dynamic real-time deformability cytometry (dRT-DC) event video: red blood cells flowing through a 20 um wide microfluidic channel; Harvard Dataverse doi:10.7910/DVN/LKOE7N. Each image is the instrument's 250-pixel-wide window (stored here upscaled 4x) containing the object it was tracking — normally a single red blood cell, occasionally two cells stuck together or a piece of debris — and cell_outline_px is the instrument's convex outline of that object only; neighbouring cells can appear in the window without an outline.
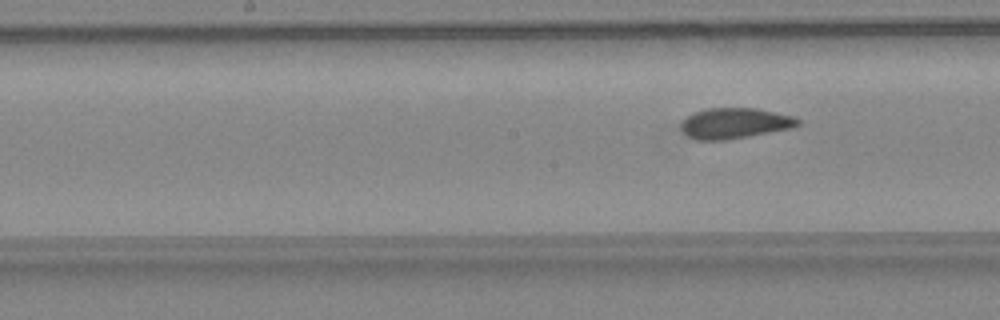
{"species": "common noctule bat (a hibernating species)", "species_latin": "Nyctalus noctula", "temperature_condition": "warm", "stored_images_in_passage": 7, "camera_frame_rate_fps": 3000, "um_per_image_px": 0.085, "animal": {"sex": "female", "body_mass_g": 24.6, "forearm_length_mm": 56.2}, "frame": {"image": 1, "passage_image": 7, "time_ms": 7.0, "image_size_px": [1000, 320], "cell_outline_px": [[800, 124], [792, 128], [748, 136], [724, 140], [696, 140], [688, 136], [680, 128], [680, 124], [692, 112], [708, 108], [756, 108], [792, 116], [800, 120]], "centroid_in_image_um": [62.43, 10.47], "position_along_channel_um": 185.8, "area_um2": 20.75}}